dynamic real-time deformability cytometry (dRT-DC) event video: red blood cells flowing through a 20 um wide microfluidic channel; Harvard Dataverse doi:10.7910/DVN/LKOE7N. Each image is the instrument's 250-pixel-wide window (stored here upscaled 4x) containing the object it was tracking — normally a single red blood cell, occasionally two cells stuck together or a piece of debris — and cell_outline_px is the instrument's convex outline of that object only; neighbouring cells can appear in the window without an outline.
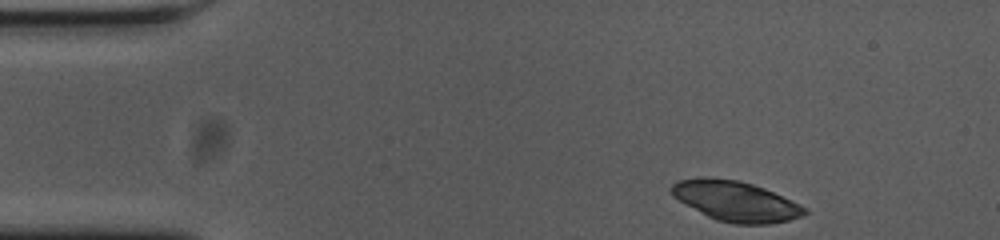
{"species": "common noctule bat (a hibernating species)", "species_latin": "Nyctalus noctula", "temperature_condition": "cold", "stored_images_in_passage": 49, "camera_frame_rate_fps": 3000, "um_per_image_px": 0.085, "animal": {"sex": "female", "body_mass_g": 23.0, "forearm_length_mm": 53.4}, "frame": {"image": 1, "passage_image": 1, "time_ms": 0.0, "image_size_px": [1000, 240], "cell_outline_px": [[808, 212], [804, 216], [788, 220], [768, 224], [736, 224], [716, 220], [708, 216], [672, 196], [668, 188], [672, 184], [680, 180], [704, 176], [708, 176], [736, 180], [752, 184], [764, 188], [792, 200], [808, 208]], "centroid_in_image_um": [62.54, 17.09], "position_along_channel_um": 22.5, "area_um2": 31.21}}